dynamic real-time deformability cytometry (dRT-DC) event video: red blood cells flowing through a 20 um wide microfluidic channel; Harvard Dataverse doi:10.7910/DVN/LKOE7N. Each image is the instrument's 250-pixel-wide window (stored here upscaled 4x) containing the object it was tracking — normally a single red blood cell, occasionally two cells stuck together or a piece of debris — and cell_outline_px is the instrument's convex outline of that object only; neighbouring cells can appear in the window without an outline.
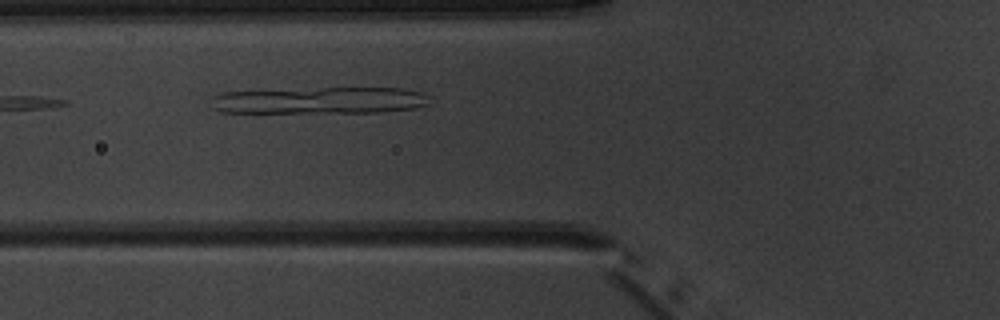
{"species": "common noctule bat (a hibernating species)", "species_latin": "Nyctalus noctula", "temperature_condition": "warm", "stored_images_in_passage": 3, "camera_frame_rate_fps": 3000, "um_per_image_px": 0.085, "animal": {"sex": "male", "body_mass_g": 20.1, "forearm_length_mm": 53.5}, "frame": {"image": 1, "passage_image": 3, "time_ms": 2.333, "image_size_px": [1000, 320], "cell_outline_px": [[432, 104], [412, 108], [384, 112], [220, 112], [212, 108], [212, 96], [224, 92], [320, 88], [404, 88], [420, 92], [428, 96]], "centroid_in_image_um": [27.23, 8.53], "position_along_channel_um": 98.6, "area_um2": 33.93}}